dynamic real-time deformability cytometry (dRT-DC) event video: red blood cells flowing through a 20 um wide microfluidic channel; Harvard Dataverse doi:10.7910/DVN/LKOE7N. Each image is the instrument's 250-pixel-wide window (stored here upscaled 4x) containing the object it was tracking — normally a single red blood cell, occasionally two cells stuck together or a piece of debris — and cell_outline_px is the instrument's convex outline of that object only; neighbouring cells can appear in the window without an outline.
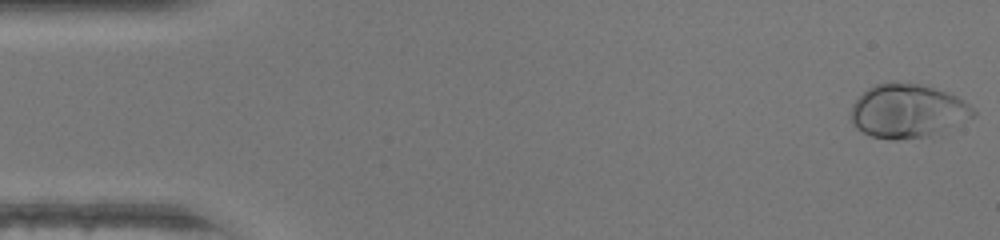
{"species": "human", "species_latin": "Homo sapiens", "temperature_condition": "warm", "stored_images_in_passage": 47, "camera_frame_rate_fps": 3000, "um_per_image_px": 0.085, "donor": {"sex": "female"}, "frame": {"image": 1, "passage_image": 1, "time_ms": 0.0, "image_size_px": [1000, 240], "cell_outline_px": [[976, 116], [928, 136], [896, 140], [892, 140], [872, 136], [856, 128], [852, 124], [852, 104], [868, 88], [876, 84], [920, 84], [956, 96], [968, 104], [976, 112]], "centroid_in_image_um": [77.13, 9.46], "position_along_channel_um": 7.9, "area_um2": 37.4}}
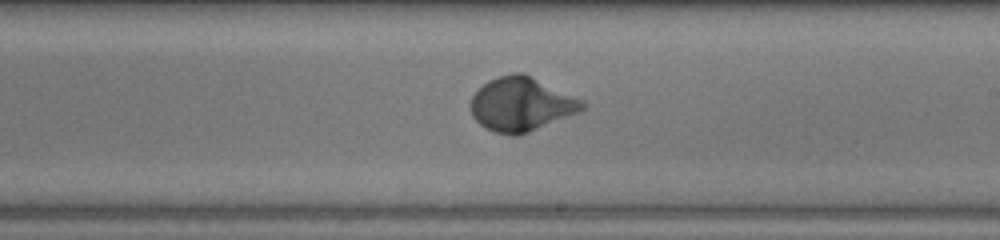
{"frame": {"image": 2, "passage_image": 27, "time_ms": 8.667, "image_size_px": [1000, 240], "cell_outline_px": [[588, 104], [580, 112], [528, 132], [516, 136], [512, 136], [496, 132], [484, 128], [472, 116], [472, 96], [488, 80], [500, 76], [516, 72], [524, 72], [584, 100]], "centroid_in_image_um": [44.35, 8.85], "position_along_channel_um": 244.6, "area_um2": 35.08}}
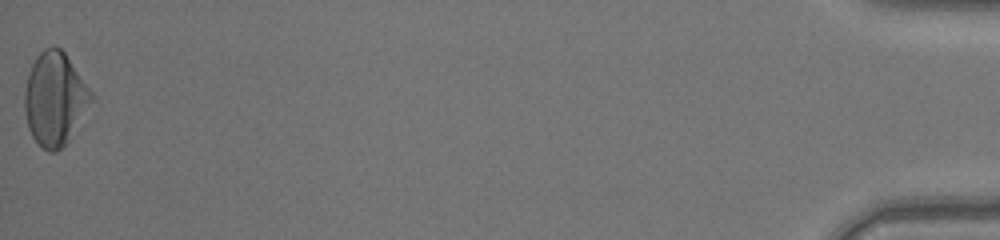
{"frame": {"image": 3, "passage_image": 47, "time_ms": 15.333, "image_size_px": [1000, 240], "cell_outline_px": [[96, 100], [68, 140], [56, 152], [48, 152], [32, 136], [28, 128], [24, 112], [24, 92], [28, 76], [32, 64], [36, 56], [44, 48], [60, 48], [64, 52], [96, 96]], "centroid_in_image_um": [4.7, 8.41], "position_along_channel_um": 430.5, "area_um2": 36.36}, "authors_computed_cell_mechanics": {"area_um2": 33.9286, "velocity_mm_per_s": 4.3899, "shape_relaxation_time_tau1_ms": 2.2618, "shape_relaxation_time_tau2_ms": null, "deformation_change_tau1": 0.2017, "deformation_change_tau2": null}}